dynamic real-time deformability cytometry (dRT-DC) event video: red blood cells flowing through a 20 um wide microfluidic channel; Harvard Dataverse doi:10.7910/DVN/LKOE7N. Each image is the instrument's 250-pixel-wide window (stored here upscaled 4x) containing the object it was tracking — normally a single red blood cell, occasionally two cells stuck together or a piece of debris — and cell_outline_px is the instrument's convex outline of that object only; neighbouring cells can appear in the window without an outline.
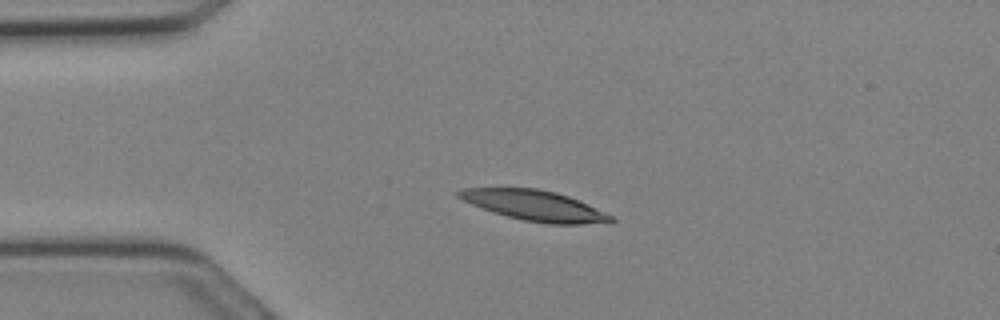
{"species": "Egyptian fruit bat (a non-hibernating species)", "species_latin": "Rousettus aegyptiacus", "temperature_condition": "cold", "stored_images_in_passage": 8, "camera_frame_rate_fps": 3000, "um_per_image_px": 0.085, "animal": {"sex": "female"}, "frame": {"image": 1, "passage_image": 6, "time_ms": 1.667, "image_size_px": [1000, 320], "cell_outline_px": [[616, 220], [612, 224], [548, 224], [524, 220], [508, 216], [472, 204], [456, 196], [456, 192], [464, 188], [536, 188], [556, 192], [568, 196], [612, 216]], "centroid_in_image_um": [45.5, 17.48], "position_along_channel_um": 39.5, "area_um2": 26.59}}